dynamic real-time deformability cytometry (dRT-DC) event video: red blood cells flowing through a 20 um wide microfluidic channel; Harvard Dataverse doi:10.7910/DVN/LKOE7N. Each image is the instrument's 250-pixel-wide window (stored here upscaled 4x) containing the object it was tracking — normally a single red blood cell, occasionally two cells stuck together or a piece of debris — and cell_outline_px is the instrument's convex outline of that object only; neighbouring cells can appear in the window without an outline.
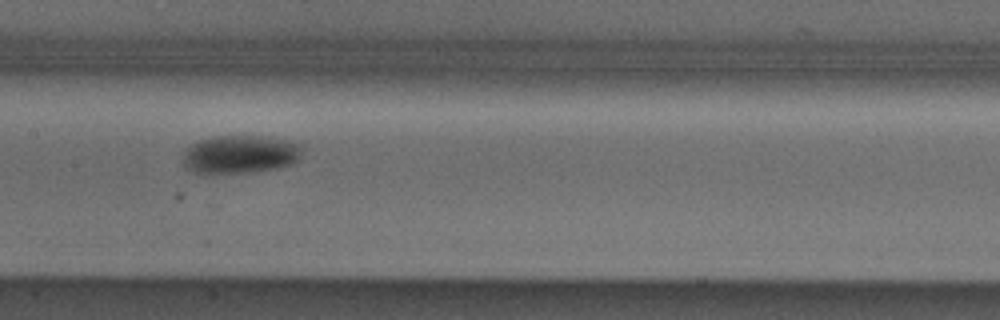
{"species": "Egyptian fruit bat (a non-hibernating species)", "species_latin": "Rousettus aegyptiacus", "temperature_condition": "cold", "stored_images_in_passage": 7, "camera_frame_rate_fps": 3000, "um_per_image_px": 0.085, "animal": {"sex": "male"}, "frame": {"image": 1, "passage_image": 5, "time_ms": 1.333, "image_size_px": [1000, 320], "cell_outline_px": [[304, 148], [300, 156], [292, 164], [276, 168], [252, 172], [196, 172], [184, 168], [180, 160], [184, 152], [196, 140], [212, 136], [268, 136], [288, 140], [300, 144]], "centroid_in_image_um": [20.4, 13.09], "position_along_channel_um": 187.0, "area_um2": 26.76}}
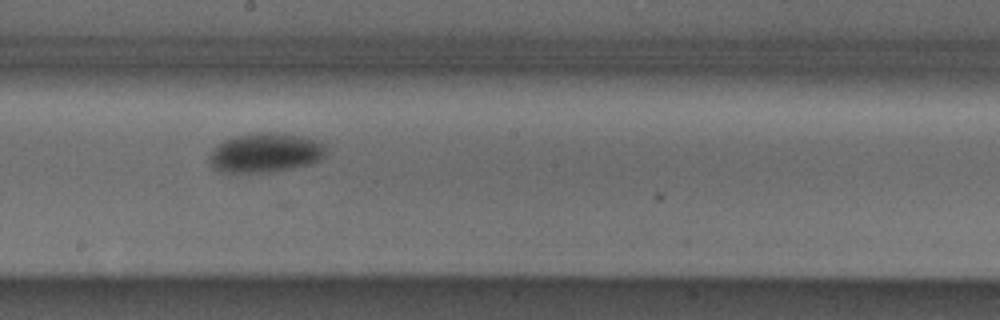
{"frame": {"image": 2, "passage_image": 6, "time_ms": 1.667, "image_size_px": [1000, 320], "cell_outline_px": [[328, 152], [320, 160], [312, 164], [292, 168], [268, 172], [220, 172], [208, 164], [208, 156], [224, 140], [236, 136], [252, 132], [284, 132], [320, 140], [328, 148]], "centroid_in_image_um": [22.62, 12.97], "position_along_channel_um": 225.6, "area_um2": 27.28}}
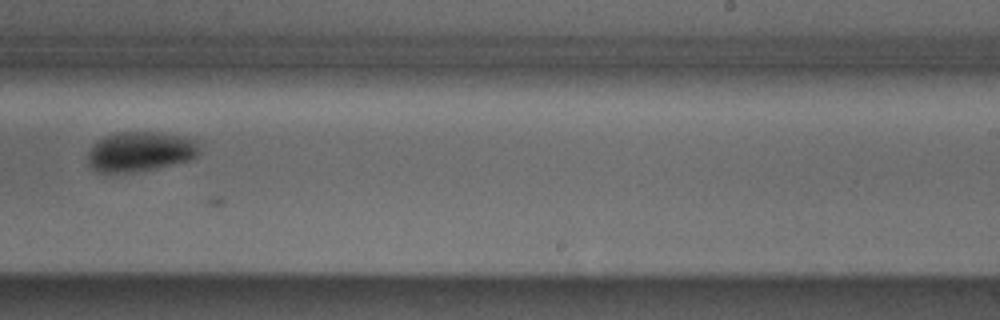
{"frame": {"image": 3, "passage_image": 7, "time_ms": 2.0, "image_size_px": [1000, 320], "cell_outline_px": [[200, 152], [196, 156], [188, 160], [156, 168], [132, 172], [96, 172], [88, 164], [88, 152], [92, 144], [96, 140], [104, 136], [116, 132], [160, 132], [184, 136], [196, 140]], "centroid_in_image_um": [11.88, 12.87], "position_along_channel_um": 277.1, "area_um2": 26.07}}